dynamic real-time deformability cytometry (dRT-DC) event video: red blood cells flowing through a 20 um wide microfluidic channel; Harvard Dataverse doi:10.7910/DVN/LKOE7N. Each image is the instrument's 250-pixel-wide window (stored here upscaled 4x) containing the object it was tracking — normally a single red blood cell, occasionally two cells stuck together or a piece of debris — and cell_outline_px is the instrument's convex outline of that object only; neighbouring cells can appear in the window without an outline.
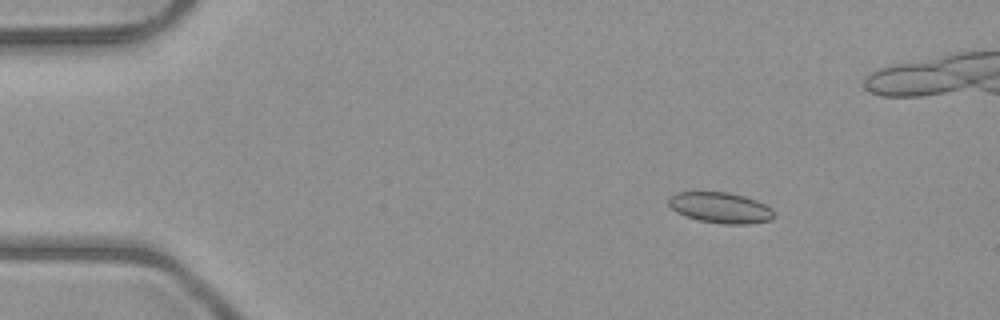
{"species": "common noctule bat (a hibernating species)", "species_latin": "Nyctalus noctula", "temperature_condition": "room temperature", "stored_images_in_passage": 4, "camera_frame_rate_fps": 3000, "um_per_image_px": 0.085, "animal": {"sex": "male", "body_mass_g": 23.1, "forearm_length_mm": 52.7}, "frame": {"image": 1, "passage_image": 1, "time_ms": 0.0, "image_size_px": [1000, 320], "cell_outline_px": [[776, 216], [772, 220], [748, 224], [724, 224], [696, 220], [684, 216], [676, 212], [668, 204], [668, 200], [676, 192], [728, 192], [744, 196], [756, 200], [772, 208]], "centroid_in_image_um": [61.26, 17.66], "position_along_channel_um": 23.7, "area_um2": 19.07}}
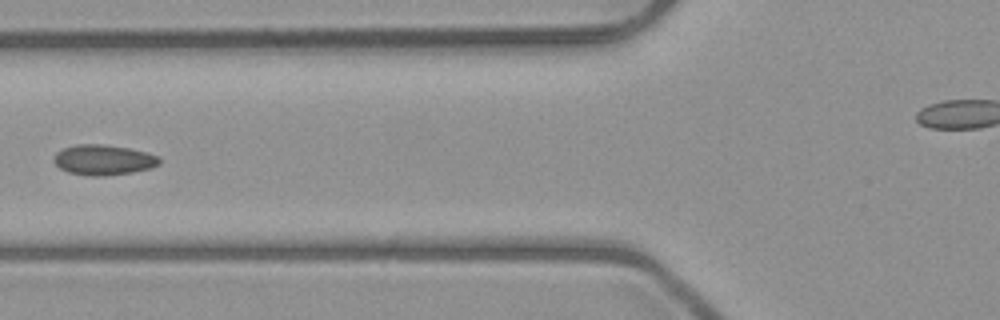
{"frame": {"image": 2, "passage_image": 4, "time_ms": 4.333, "image_size_px": [1000, 320], "cell_outline_px": [[160, 164], [152, 168], [132, 172], [104, 176], [88, 176], [68, 172], [60, 168], [52, 160], [56, 152], [64, 148], [76, 144], [100, 144], [128, 148], [148, 152], [160, 156]], "centroid_in_image_um": [8.81, 13.59], "position_along_channel_um": 117.0, "area_um2": 18.79}}